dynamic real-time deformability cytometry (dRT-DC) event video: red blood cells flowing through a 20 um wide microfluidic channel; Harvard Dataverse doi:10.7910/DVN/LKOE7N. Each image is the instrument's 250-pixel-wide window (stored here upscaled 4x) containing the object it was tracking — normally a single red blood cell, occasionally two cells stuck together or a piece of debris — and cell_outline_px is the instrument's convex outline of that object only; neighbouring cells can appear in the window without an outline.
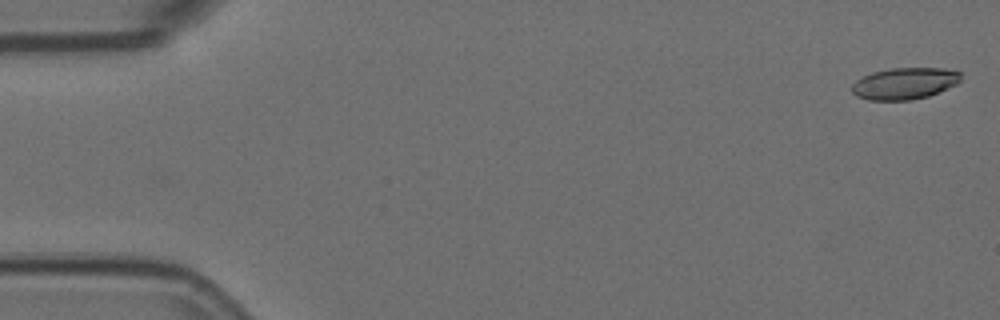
{"species": "Egyptian fruit bat (a non-hibernating species)", "species_latin": "Rousettus aegyptiacus", "temperature_condition": "room temperature", "stored_images_in_passage": 5, "camera_frame_rate_fps": 3000, "um_per_image_px": 0.085, "animal": {"sex": "female"}, "frame": {"image": 1, "passage_image": 1, "time_ms": 0.0, "image_size_px": [1000, 320], "cell_outline_px": [[960, 80], [956, 84], [928, 96], [908, 100], [868, 100], [856, 96], [852, 92], [852, 84], [856, 80], [872, 72], [892, 68], [944, 68], [960, 72]], "centroid_in_image_um": [76.86, 7.09], "position_along_channel_um": 8.1, "area_um2": 19.94}}
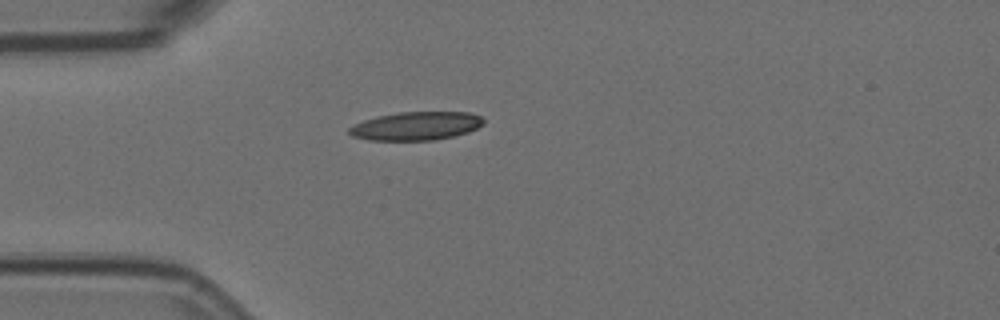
{"frame": {"image": 2, "passage_image": 4, "time_ms": 1.0, "image_size_px": [1000, 320], "cell_outline_px": [[484, 124], [468, 132], [436, 140], [368, 140], [352, 136], [348, 132], [348, 128], [364, 120], [380, 116], [400, 112], [468, 112], [480, 116], [484, 120]], "centroid_in_image_um": [35.38, 10.71], "position_along_channel_um": 49.6, "area_um2": 22.08}}